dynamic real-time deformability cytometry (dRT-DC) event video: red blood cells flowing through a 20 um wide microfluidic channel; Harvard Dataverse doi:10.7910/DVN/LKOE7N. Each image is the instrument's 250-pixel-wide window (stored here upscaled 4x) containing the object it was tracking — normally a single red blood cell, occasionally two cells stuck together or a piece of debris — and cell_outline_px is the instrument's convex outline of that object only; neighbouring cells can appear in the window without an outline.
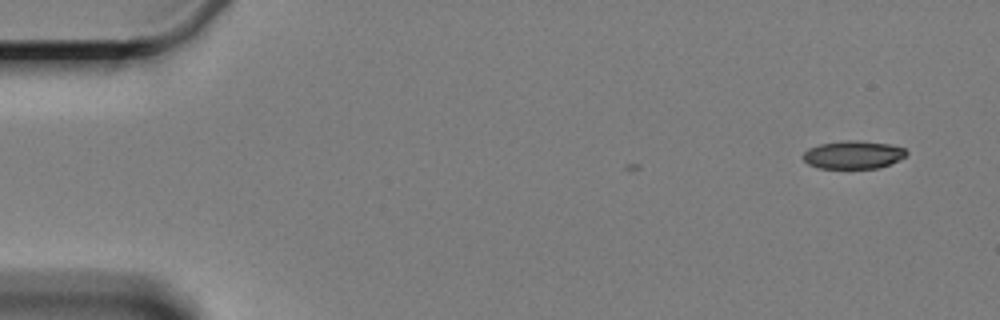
{"species": "Egyptian fruit bat (a non-hibernating species)", "species_latin": "Rousettus aegyptiacus", "temperature_condition": "cold", "stored_images_in_passage": 3, "camera_frame_rate_fps": 3000, "um_per_image_px": 0.085, "animal": {"sex": "female"}, "frame": {"image": 1, "passage_image": 1, "time_ms": 0.0, "image_size_px": [1000, 320], "cell_outline_px": [[908, 152], [900, 160], [880, 168], [820, 168], [808, 164], [800, 156], [808, 148], [820, 144], [844, 140], [856, 140], [888, 144], [904, 148]], "centroid_in_image_um": [72.5, 13.15], "position_along_channel_um": 12.5, "area_um2": 16.94}}